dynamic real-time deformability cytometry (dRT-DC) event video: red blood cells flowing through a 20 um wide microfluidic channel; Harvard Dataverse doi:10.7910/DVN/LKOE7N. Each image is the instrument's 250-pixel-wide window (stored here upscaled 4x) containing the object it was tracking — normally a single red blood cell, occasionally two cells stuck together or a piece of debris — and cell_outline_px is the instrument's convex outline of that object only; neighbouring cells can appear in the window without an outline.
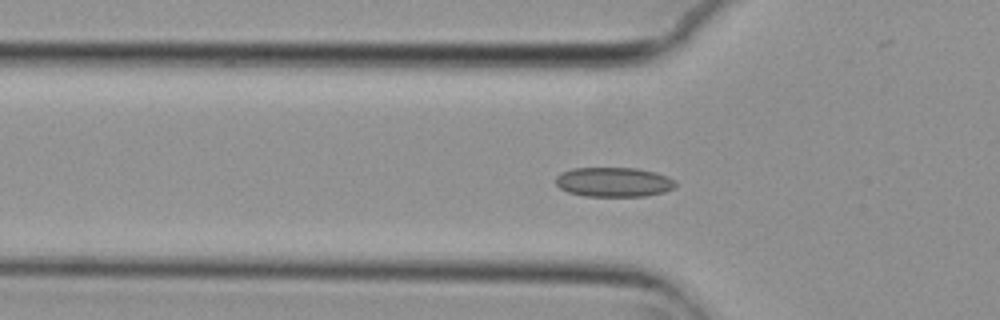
{"species": "common noctule bat (a hibernating species)", "species_latin": "Nyctalus noctula", "temperature_condition": "cold", "stored_images_in_passage": 51, "camera_frame_rate_fps": 3000, "um_per_image_px": 0.085, "animal": {"sex": "female", "body_mass_g": 29.2, "forearm_length_mm": 56.3}, "frame": {"image": 1, "passage_image": 13, "time_ms": 4.0, "image_size_px": [1000, 320], "cell_outline_px": [[676, 188], [664, 192], [644, 196], [584, 196], [568, 192], [560, 188], [556, 184], [556, 176], [560, 172], [572, 168], [636, 168], [656, 172], [668, 176], [676, 180]], "centroid_in_image_um": [52.19, 15.47], "position_along_channel_um": 73.6, "area_um2": 20.87}}
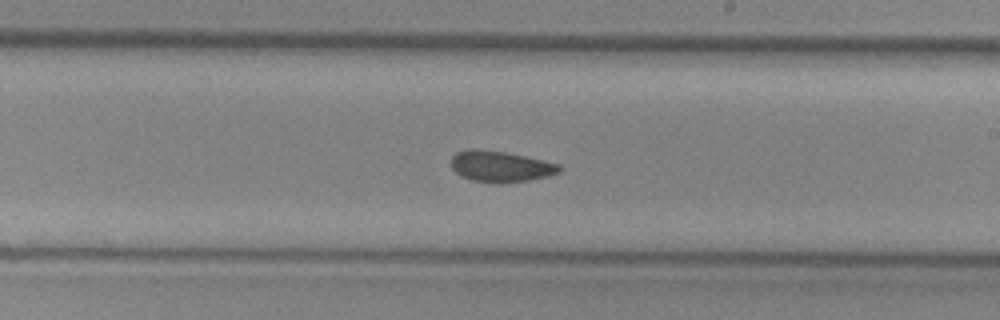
{"frame": {"image": 2, "passage_image": 27, "time_ms": 8.667, "image_size_px": [1000, 320], "cell_outline_px": [[560, 172], [548, 176], [528, 180], [496, 184], [472, 180], [460, 176], [452, 168], [452, 156], [456, 152], [468, 148], [476, 148], [504, 152], [544, 160], [560, 164]], "centroid_in_image_um": [42.52, 14.14], "position_along_channel_um": 246.5, "area_um2": 19.65}}
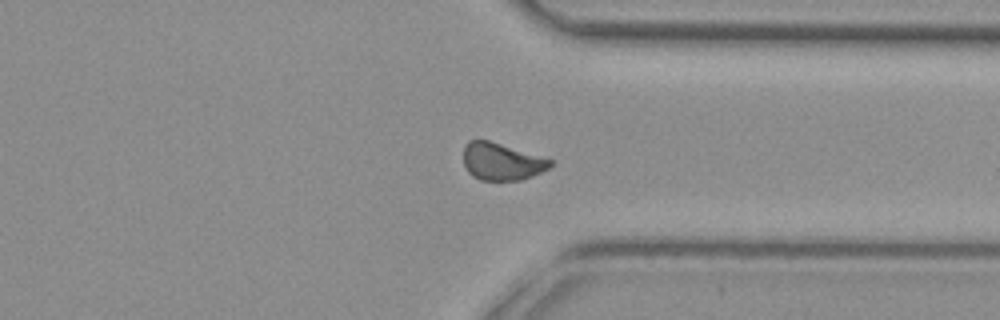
{"frame": {"image": 3, "passage_image": 37, "time_ms": 12.0, "image_size_px": [1000, 320], "cell_outline_px": [[552, 164], [548, 168], [532, 176], [520, 180], [480, 180], [472, 176], [468, 172], [464, 164], [464, 144], [468, 140], [488, 140], [552, 160]], "centroid_in_image_um": [42.59, 13.74], "position_along_channel_um": 368.8, "area_um2": 18.61}}